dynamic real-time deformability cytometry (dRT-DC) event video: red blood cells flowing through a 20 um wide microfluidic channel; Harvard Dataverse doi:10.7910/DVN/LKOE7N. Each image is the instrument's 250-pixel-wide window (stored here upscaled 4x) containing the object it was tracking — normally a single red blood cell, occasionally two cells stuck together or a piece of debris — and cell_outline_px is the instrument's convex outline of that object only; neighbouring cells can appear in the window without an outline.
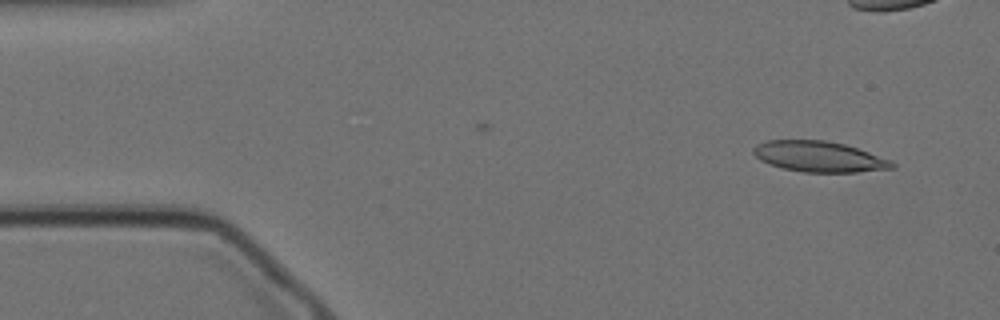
{"species": "Egyptian fruit bat (a non-hibernating species)", "species_latin": "Rousettus aegyptiacus", "temperature_condition": "cold", "stored_images_in_passage": 41, "camera_frame_rate_fps": 3000, "um_per_image_px": 0.085, "animal": {"sex": "female"}, "frame": {"image": 1, "passage_image": 1, "time_ms": 0.0, "image_size_px": [1000, 320], "cell_outline_px": [[896, 168], [856, 172], [804, 172], [784, 168], [768, 164], [760, 160], [752, 152], [752, 148], [756, 144], [764, 140], [824, 140], [844, 144], [892, 160], [896, 164]], "centroid_in_image_um": [69.61, 13.31], "position_along_channel_um": 15.4, "area_um2": 24.85}}
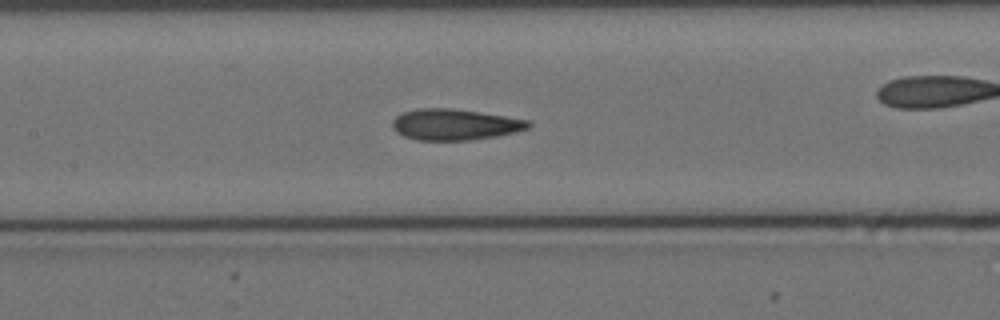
{"frame": {"image": 2, "passage_image": 22, "time_ms": 7.0, "image_size_px": [1000, 320], "cell_outline_px": [[532, 124], [528, 128], [516, 132], [496, 136], [468, 140], [416, 140], [404, 136], [396, 132], [392, 128], [392, 120], [396, 116], [404, 112], [416, 108], [452, 108], [504, 116], [528, 120]], "centroid_in_image_um": [38.62, 10.58], "position_along_channel_um": 168.8, "area_um2": 24.57}}
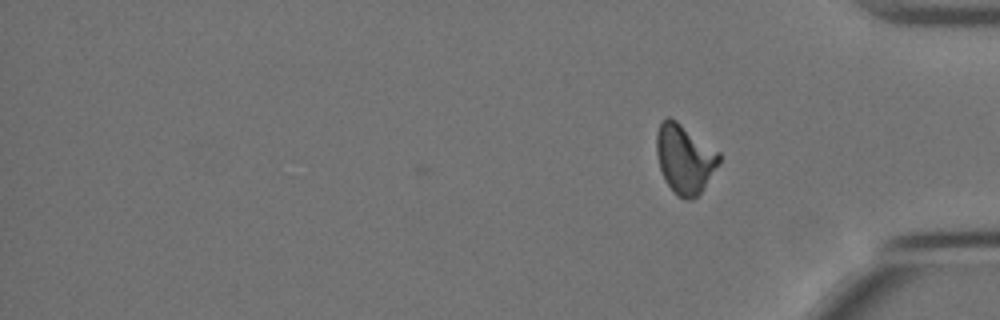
{"frame": {"image": 3, "passage_image": 41, "time_ms": 13.333, "image_size_px": [1000, 320], "cell_outline_px": [[720, 160], [700, 192], [692, 200], [684, 200], [668, 184], [660, 168], [656, 152], [656, 132], [660, 124], [668, 116], [676, 120], [720, 152]], "centroid_in_image_um": [58.18, 13.46], "position_along_channel_um": 377.0, "area_um2": 24.62}, "authors_computed_cell_mechanics": {"area_um2": 24.6228, "velocity_mm_per_s": 3.4465, "shape_relaxation_time_tau1_ms": 9.3339, "shape_relaxation_time_tau2_ms": 1.9704, "deformation_change_tau1": 0.2338, "deformation_change_tau2": 0.0893}}